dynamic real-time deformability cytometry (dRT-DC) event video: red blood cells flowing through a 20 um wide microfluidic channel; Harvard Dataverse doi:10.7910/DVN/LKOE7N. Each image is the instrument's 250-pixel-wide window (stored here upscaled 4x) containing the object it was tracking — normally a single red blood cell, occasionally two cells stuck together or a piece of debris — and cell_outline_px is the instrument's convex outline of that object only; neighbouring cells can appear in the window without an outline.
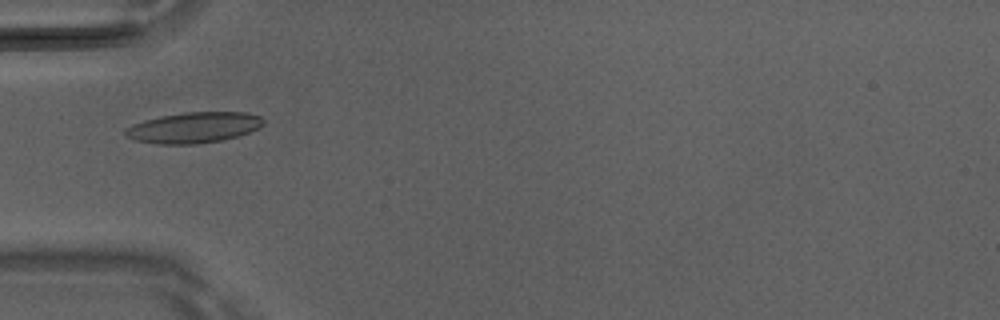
{"species": "Egyptian fruit bat (a non-hibernating species)", "species_latin": "Rousettus aegyptiacus", "temperature_condition": "room temperature", "stored_images_in_passage": 51, "camera_frame_rate_fps": 3000, "um_per_image_px": 0.085, "animal": {"sex": "male"}, "frame": {"image": 1, "passage_image": 17, "time_ms": 5.333, "image_size_px": [1000, 320], "cell_outline_px": [[264, 124], [248, 132], [236, 136], [220, 140], [196, 144], [156, 144], [136, 140], [124, 136], [124, 128], [132, 124], [160, 116], [184, 112], [248, 112], [260, 116], [264, 120]], "centroid_in_image_um": [16.43, 10.84], "position_along_channel_um": 68.6, "area_um2": 24.68}}
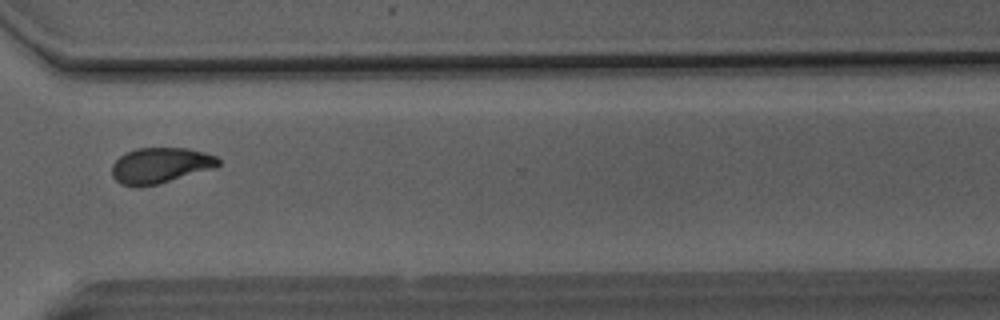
{"frame": {"image": 2, "passage_image": 38, "time_ms": 12.333, "image_size_px": [1000, 320], "cell_outline_px": [[220, 164], [216, 168], [156, 184], [140, 188], [136, 188], [120, 184], [112, 176], [112, 164], [124, 152], [136, 148], [188, 148], [204, 152], [216, 156], [220, 160]], "centroid_in_image_um": [13.61, 14.06], "position_along_channel_um": 357.0, "area_um2": 22.37}}
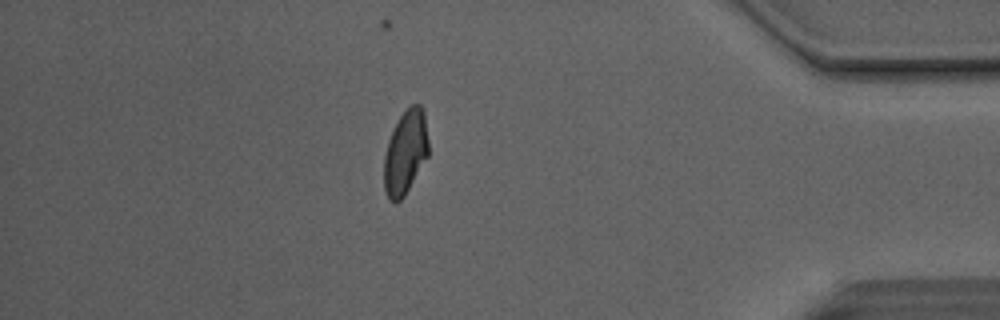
{"frame": {"image": 3, "passage_image": 44, "time_ms": 14.333, "image_size_px": [1000, 320], "cell_outline_px": [[428, 156], [404, 196], [400, 200], [388, 200], [384, 188], [384, 156], [388, 140], [400, 116], [408, 104], [420, 104], [424, 112], [428, 140]], "centroid_in_image_um": [34.46, 12.92], "position_along_channel_um": 400.7, "area_um2": 21.68}, "authors_computed_cell_mechanics": {"area_um2": 22.4264, "velocity_mm_per_s": 4.1241, "shape_relaxation_time_tau1_ms": 4.5651, "shape_relaxation_time_tau2_ms": 2.29, "deformation_change_tau1": 0.1631, "deformation_change_tau2": 0.0736}}